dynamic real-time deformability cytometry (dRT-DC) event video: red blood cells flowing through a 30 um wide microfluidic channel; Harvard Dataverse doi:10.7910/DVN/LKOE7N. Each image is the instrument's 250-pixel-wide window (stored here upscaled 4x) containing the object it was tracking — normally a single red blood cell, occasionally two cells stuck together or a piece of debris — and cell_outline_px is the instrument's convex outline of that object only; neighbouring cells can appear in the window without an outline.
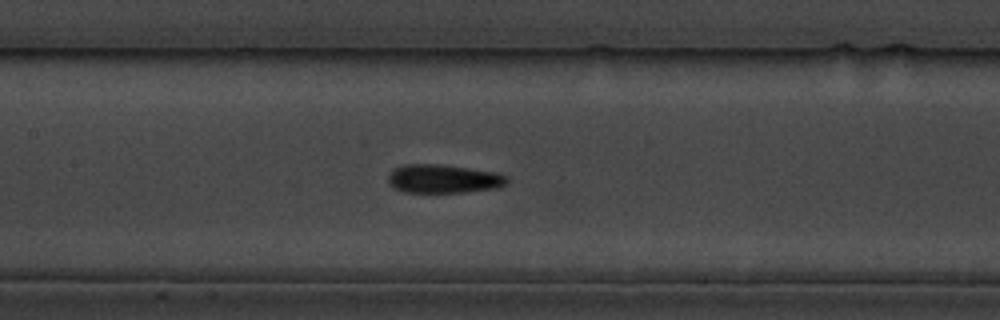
{"species": "common noctule bat (a hibernating species)", "species_latin": "Nyctalus noctula", "temperature_condition": "cold", "stored_images_in_passage": 43, "segment_of_instrument_passage": [1, 2], "camera_frame_rate_fps": 3000, "um_per_image_px": 0.085, "animal": {"sex": "male", "body_mass_g": 19.5, "forearm_length_mm": 54.6}, "frame": {"image": 1, "passage_image": 13, "time_ms": 4.0, "image_size_px": [1000, 320], "cell_outline_px": [[508, 184], [496, 188], [464, 192], [404, 192], [392, 188], [388, 180], [388, 176], [396, 168], [404, 164], [436, 164], [468, 168], [496, 172], [508, 176]], "centroid_in_image_um": [37.71, 15.2], "position_along_channel_um": 169.7, "area_um2": 19.77}}
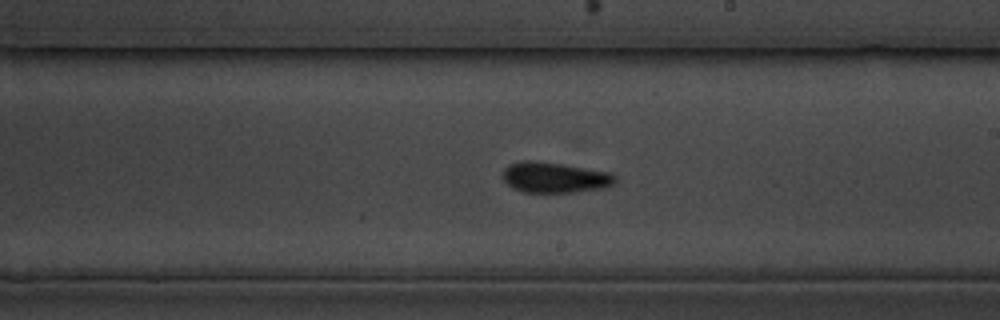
{"frame": {"image": 2, "passage_image": 19, "time_ms": 6.0, "image_size_px": [1000, 320], "cell_outline_px": [[616, 184], [604, 188], [572, 192], [524, 192], [512, 188], [500, 176], [504, 168], [508, 164], [520, 160], [528, 160], [560, 164], [608, 172], [616, 176]], "centroid_in_image_um": [47.1, 15.09], "position_along_channel_um": 241.9, "area_um2": 20.06}}
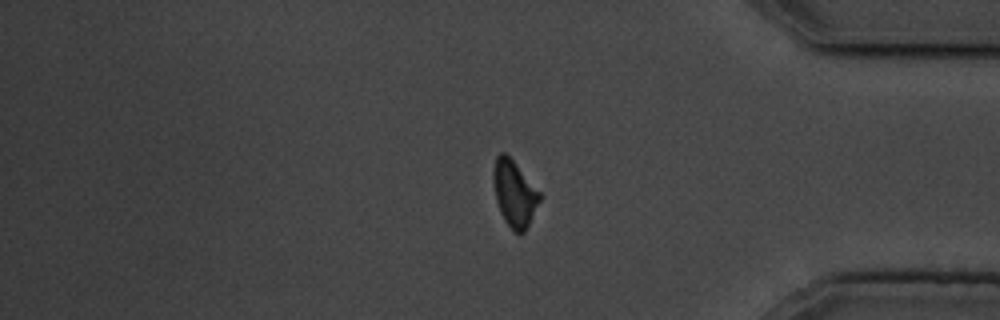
{"frame": {"image": 3, "passage_image": 33, "time_ms": 10.667, "image_size_px": [1000, 320], "cell_outline_px": [[540, 200], [524, 232], [512, 232], [504, 220], [500, 212], [496, 200], [492, 176], [496, 156], [500, 152], [504, 152], [512, 160], [540, 192]], "centroid_in_image_um": [43.69, 16.45], "position_along_channel_um": 391.5, "area_um2": 17.51}}